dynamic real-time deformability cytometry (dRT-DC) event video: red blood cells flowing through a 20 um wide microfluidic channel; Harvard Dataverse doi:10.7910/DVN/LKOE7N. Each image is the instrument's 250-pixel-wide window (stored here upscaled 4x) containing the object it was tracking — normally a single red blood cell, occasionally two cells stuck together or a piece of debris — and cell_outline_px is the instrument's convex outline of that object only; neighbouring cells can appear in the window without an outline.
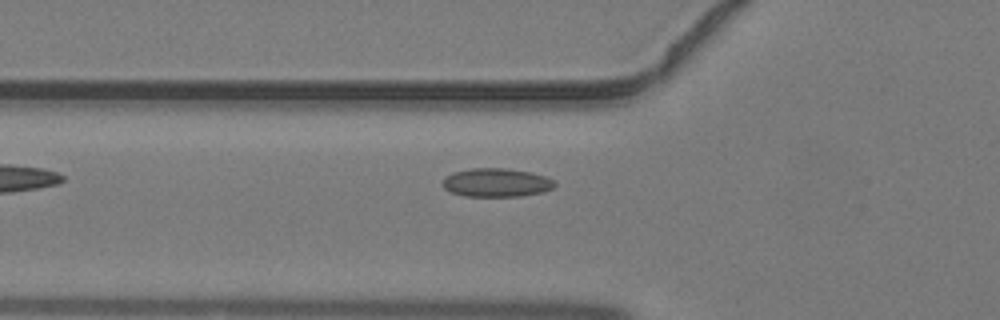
{"species": "common noctule bat (a hibernating species)", "species_latin": "Nyctalus noctula", "temperature_condition": "warm", "stored_images_in_passage": 5, "camera_frame_rate_fps": 3000, "um_per_image_px": 0.085, "animal": {"sex": "male", "body_mass_g": 19.2, "forearm_length_mm": 51.8}, "frame": {"image": 1, "passage_image": 5, "time_ms": 1.333, "image_size_px": [1000, 320], "cell_outline_px": [[556, 184], [552, 188], [544, 192], [520, 196], [464, 196], [452, 192], [444, 188], [440, 184], [444, 176], [452, 172], [472, 168], [508, 168], [532, 172], [544, 176], [552, 180]], "centroid_in_image_um": [42.15, 15.51], "position_along_channel_um": 83.6, "area_um2": 18.84}}